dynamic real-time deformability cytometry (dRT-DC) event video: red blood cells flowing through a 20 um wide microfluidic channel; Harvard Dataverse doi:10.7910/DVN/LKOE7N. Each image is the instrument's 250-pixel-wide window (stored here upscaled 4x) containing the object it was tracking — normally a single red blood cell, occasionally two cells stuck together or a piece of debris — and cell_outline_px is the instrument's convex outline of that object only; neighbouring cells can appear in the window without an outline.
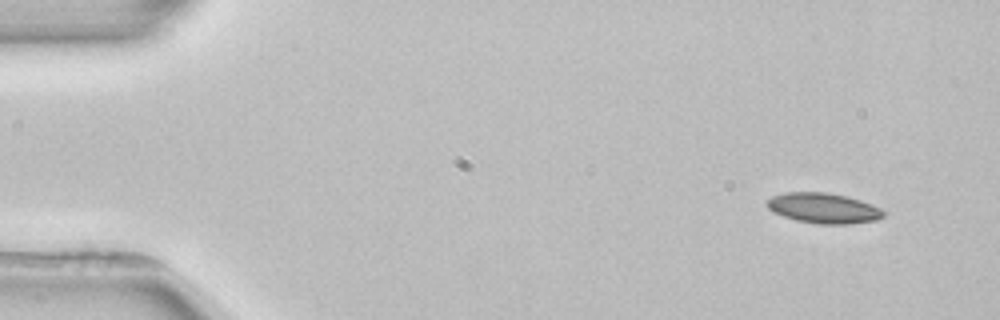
{"species": "common noctule bat (a hibernating species)", "species_latin": "Nyctalus noctula", "temperature_condition": "room temperature", "stored_images_in_passage": 4, "camera_frame_rate_fps": 3000, "um_per_image_px": 0.085, "animal": {"sex": "female", "body_mass_g": 22.7, "forearm_length_mm": 54.2}, "frame": {"image": 1, "passage_image": 1, "time_ms": 0.0, "image_size_px": [1000, 320], "cell_outline_px": [[884, 216], [876, 220], [848, 224], [820, 224], [796, 220], [772, 212], [764, 204], [764, 200], [772, 196], [784, 192], [828, 192], [860, 200], [872, 204], [880, 208], [884, 212]], "centroid_in_image_um": [69.94, 17.68], "position_along_channel_um": 15.1, "area_um2": 20.69}}